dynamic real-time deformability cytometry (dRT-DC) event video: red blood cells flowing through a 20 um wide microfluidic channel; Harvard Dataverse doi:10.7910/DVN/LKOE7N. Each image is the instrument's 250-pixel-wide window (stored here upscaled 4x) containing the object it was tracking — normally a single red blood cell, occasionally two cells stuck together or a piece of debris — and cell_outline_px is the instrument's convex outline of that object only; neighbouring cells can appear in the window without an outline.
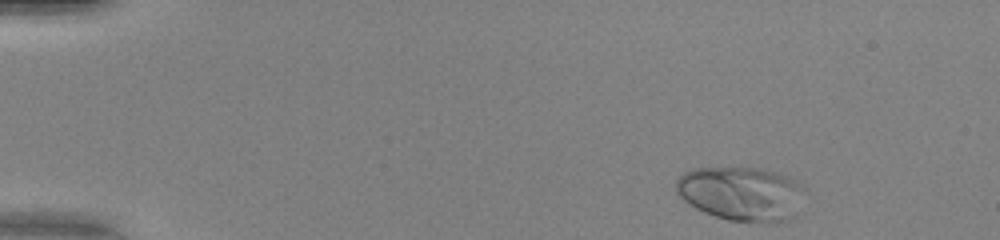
{"species": "human", "species_latin": "Homo sapiens", "temperature_condition": "warm", "stored_images_in_passage": 44, "camera_frame_rate_fps": 3000, "um_per_image_px": 0.085, "donor": {"sex": "female"}, "frame": {"image": 1, "passage_image": 1, "time_ms": 0.0, "image_size_px": [1000, 240], "cell_outline_px": [[804, 188], [796, 216], [788, 220], [768, 224], [760, 224], [728, 220], [704, 212], [688, 204], [676, 192], [676, 180], [684, 172], [692, 168], [760, 168], [776, 172], [788, 176], [804, 184]], "centroid_in_image_um": [63.04, 16.48], "position_along_channel_um": 22.0, "area_um2": 41.21}}
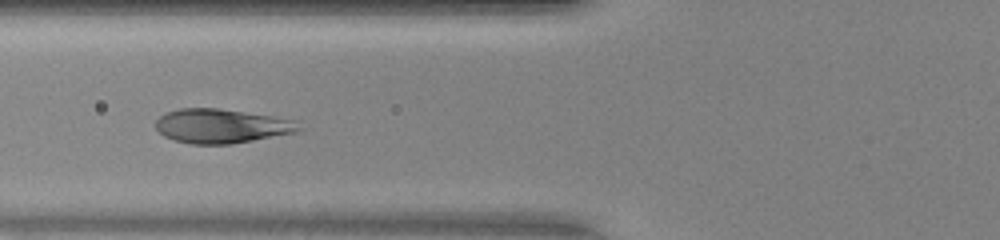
{"frame": {"image": 2, "passage_image": 15, "time_ms": 4.667, "image_size_px": [1000, 240], "cell_outline_px": [[304, 128], [296, 132], [232, 144], [192, 144], [172, 140], [164, 136], [156, 128], [156, 120], [164, 112], [180, 108], [216, 108], [272, 116], [296, 120]], "centroid_in_image_um": [18.82, 10.71], "position_along_channel_um": 107.0, "area_um2": 28.61}}
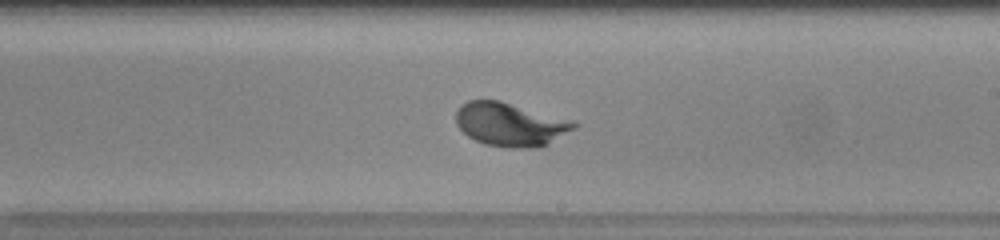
{"frame": {"image": 3, "passage_image": 25, "time_ms": 8.0, "image_size_px": [1000, 240], "cell_outline_px": [[580, 124], [576, 128], [548, 144], [540, 148], [508, 148], [484, 144], [468, 136], [456, 124], [456, 112], [468, 100], [500, 100], [576, 120]], "centroid_in_image_um": [43.45, 10.57], "position_along_channel_um": 245.5, "area_um2": 30.35}, "authors_computed_cell_mechanics": {"area_um2": 28.7266, "velocity_mm_per_s": 4.1737, "shape_relaxation_time_tau1_ms": 2.1855, "shape_relaxation_time_tau2_ms": null, "deformation_change_tau1": 0.1843, "deformation_change_tau2": null}}